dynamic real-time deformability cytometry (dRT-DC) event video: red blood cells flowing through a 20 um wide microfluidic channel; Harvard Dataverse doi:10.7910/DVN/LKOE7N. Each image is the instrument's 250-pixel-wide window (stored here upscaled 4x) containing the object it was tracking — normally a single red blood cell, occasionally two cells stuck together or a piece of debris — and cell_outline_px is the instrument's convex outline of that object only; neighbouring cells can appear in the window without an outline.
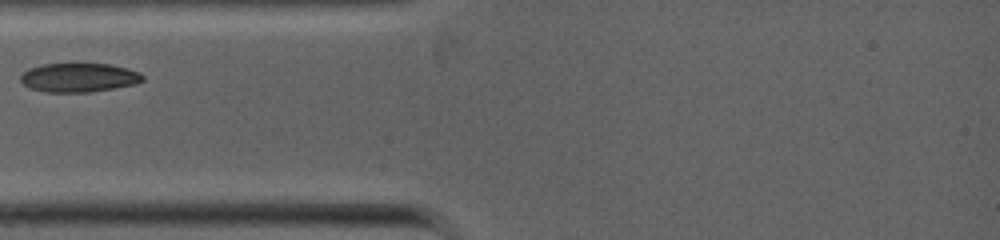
{"species": "common noctule bat (a hibernating species)", "species_latin": "Nyctalus noctula", "temperature_condition": "warm", "stored_images_in_passage": 36, "camera_frame_rate_fps": 5000, "um_per_image_px": 0.085, "animal": {"sex": "female", "body_mass_g": 19.0, "forearm_length_mm": 53.3}, "frame": {"image": 1, "passage_image": 1, "time_ms": 0.0, "image_size_px": [1000, 240], "cell_outline_px": [[144, 80], [132, 84], [112, 88], [88, 92], [44, 92], [28, 88], [20, 80], [20, 76], [28, 68], [44, 64], [108, 64], [128, 68], [140, 72], [144, 76]], "centroid_in_image_um": [6.67, 6.59], "position_along_channel_um": 78.3, "area_um2": 20.52}}
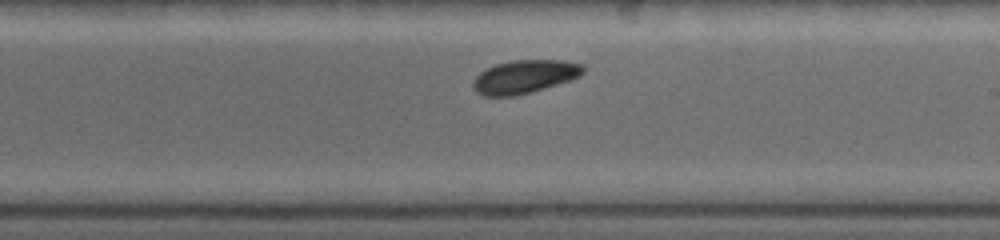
{"frame": {"image": 2, "passage_image": 22, "time_ms": 3.4, "image_size_px": [1000, 240], "cell_outline_px": [[584, 72], [580, 76], [572, 80], [532, 92], [516, 96], [484, 96], [476, 92], [472, 88], [472, 80], [480, 72], [496, 64], [512, 60], [564, 60], [584, 64]], "centroid_in_image_um": [44.6, 6.52], "position_along_channel_um": 244.4, "area_um2": 21.68}}
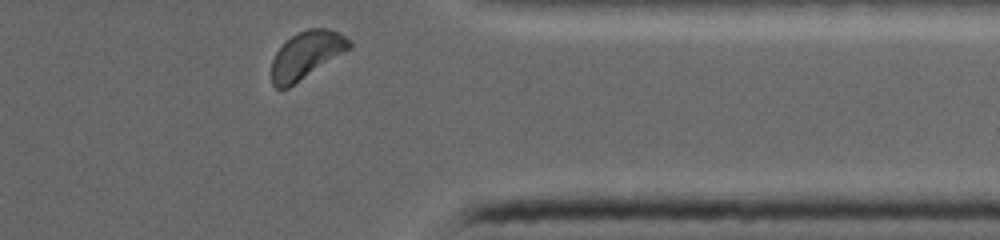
{"frame": {"image": 3, "passage_image": 36, "time_ms": 6.4, "image_size_px": [1000, 240], "cell_outline_px": [[352, 48], [288, 88], [276, 88], [272, 84], [272, 60], [276, 52], [292, 36], [308, 28], [328, 28], [344, 36], [352, 44]], "centroid_in_image_um": [26.05, 4.68], "position_along_channel_um": 385.3, "area_um2": 21.1}}